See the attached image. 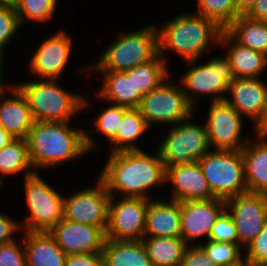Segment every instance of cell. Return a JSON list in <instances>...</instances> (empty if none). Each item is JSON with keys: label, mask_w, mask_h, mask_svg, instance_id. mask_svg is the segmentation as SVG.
Returning <instances> with one entry per match:
<instances>
[{"label": "cell", "mask_w": 267, "mask_h": 266, "mask_svg": "<svg viewBox=\"0 0 267 266\" xmlns=\"http://www.w3.org/2000/svg\"><path fill=\"white\" fill-rule=\"evenodd\" d=\"M254 123L256 137H261L267 131V97L263 104L261 114Z\"/></svg>", "instance_id": "44"}, {"label": "cell", "mask_w": 267, "mask_h": 266, "mask_svg": "<svg viewBox=\"0 0 267 266\" xmlns=\"http://www.w3.org/2000/svg\"><path fill=\"white\" fill-rule=\"evenodd\" d=\"M85 130L70 128V122L35 121L26 138L34 170L73 161L95 148Z\"/></svg>", "instance_id": "2"}, {"label": "cell", "mask_w": 267, "mask_h": 266, "mask_svg": "<svg viewBox=\"0 0 267 266\" xmlns=\"http://www.w3.org/2000/svg\"><path fill=\"white\" fill-rule=\"evenodd\" d=\"M156 152L155 156L144 150L110 153L99 178L111 197L119 193L122 197L151 200L147 191L166 182V169L158 150Z\"/></svg>", "instance_id": "1"}, {"label": "cell", "mask_w": 267, "mask_h": 266, "mask_svg": "<svg viewBox=\"0 0 267 266\" xmlns=\"http://www.w3.org/2000/svg\"><path fill=\"white\" fill-rule=\"evenodd\" d=\"M142 243L153 266H181L189 246L181 237H144Z\"/></svg>", "instance_id": "27"}, {"label": "cell", "mask_w": 267, "mask_h": 266, "mask_svg": "<svg viewBox=\"0 0 267 266\" xmlns=\"http://www.w3.org/2000/svg\"><path fill=\"white\" fill-rule=\"evenodd\" d=\"M257 0H235L237 11L240 15H246Z\"/></svg>", "instance_id": "45"}, {"label": "cell", "mask_w": 267, "mask_h": 266, "mask_svg": "<svg viewBox=\"0 0 267 266\" xmlns=\"http://www.w3.org/2000/svg\"><path fill=\"white\" fill-rule=\"evenodd\" d=\"M174 83L167 79L142 96L137 109L150 127L155 123L174 125L193 117L195 107L187 100L181 85Z\"/></svg>", "instance_id": "10"}, {"label": "cell", "mask_w": 267, "mask_h": 266, "mask_svg": "<svg viewBox=\"0 0 267 266\" xmlns=\"http://www.w3.org/2000/svg\"><path fill=\"white\" fill-rule=\"evenodd\" d=\"M49 233L67 256L102 253L106 241L102 228L71 222L64 218Z\"/></svg>", "instance_id": "16"}, {"label": "cell", "mask_w": 267, "mask_h": 266, "mask_svg": "<svg viewBox=\"0 0 267 266\" xmlns=\"http://www.w3.org/2000/svg\"><path fill=\"white\" fill-rule=\"evenodd\" d=\"M217 266H228L243 259L239 243L213 242L197 244Z\"/></svg>", "instance_id": "34"}, {"label": "cell", "mask_w": 267, "mask_h": 266, "mask_svg": "<svg viewBox=\"0 0 267 266\" xmlns=\"http://www.w3.org/2000/svg\"><path fill=\"white\" fill-rule=\"evenodd\" d=\"M7 88L13 96L0 94V125L12 137L26 139L35 122L28 101L15 85Z\"/></svg>", "instance_id": "19"}, {"label": "cell", "mask_w": 267, "mask_h": 266, "mask_svg": "<svg viewBox=\"0 0 267 266\" xmlns=\"http://www.w3.org/2000/svg\"><path fill=\"white\" fill-rule=\"evenodd\" d=\"M256 138L254 143L249 139L241 150L245 183L248 192L267 195V142L262 137Z\"/></svg>", "instance_id": "24"}, {"label": "cell", "mask_w": 267, "mask_h": 266, "mask_svg": "<svg viewBox=\"0 0 267 266\" xmlns=\"http://www.w3.org/2000/svg\"><path fill=\"white\" fill-rule=\"evenodd\" d=\"M197 62L186 61L189 68L180 79V85L189 103L194 107L196 95L201 94L213 96V102L225 100L227 96L224 93H228L229 84L235 79L229 58L216 56L206 64L198 65Z\"/></svg>", "instance_id": "7"}, {"label": "cell", "mask_w": 267, "mask_h": 266, "mask_svg": "<svg viewBox=\"0 0 267 266\" xmlns=\"http://www.w3.org/2000/svg\"><path fill=\"white\" fill-rule=\"evenodd\" d=\"M26 266H65L67 255L49 232H24Z\"/></svg>", "instance_id": "23"}, {"label": "cell", "mask_w": 267, "mask_h": 266, "mask_svg": "<svg viewBox=\"0 0 267 266\" xmlns=\"http://www.w3.org/2000/svg\"><path fill=\"white\" fill-rule=\"evenodd\" d=\"M64 30L45 39L30 59L32 75L57 80L64 72L72 51V38Z\"/></svg>", "instance_id": "15"}, {"label": "cell", "mask_w": 267, "mask_h": 266, "mask_svg": "<svg viewBox=\"0 0 267 266\" xmlns=\"http://www.w3.org/2000/svg\"><path fill=\"white\" fill-rule=\"evenodd\" d=\"M242 117L226 100L211 102L204 125L214 151H238L247 145L249 138L245 142L240 140Z\"/></svg>", "instance_id": "12"}, {"label": "cell", "mask_w": 267, "mask_h": 266, "mask_svg": "<svg viewBox=\"0 0 267 266\" xmlns=\"http://www.w3.org/2000/svg\"><path fill=\"white\" fill-rule=\"evenodd\" d=\"M181 266H217L196 244L187 247Z\"/></svg>", "instance_id": "40"}, {"label": "cell", "mask_w": 267, "mask_h": 266, "mask_svg": "<svg viewBox=\"0 0 267 266\" xmlns=\"http://www.w3.org/2000/svg\"><path fill=\"white\" fill-rule=\"evenodd\" d=\"M20 29L16 9L10 5H0V51L3 52L5 46Z\"/></svg>", "instance_id": "37"}, {"label": "cell", "mask_w": 267, "mask_h": 266, "mask_svg": "<svg viewBox=\"0 0 267 266\" xmlns=\"http://www.w3.org/2000/svg\"><path fill=\"white\" fill-rule=\"evenodd\" d=\"M158 147L165 169L198 162L212 150L205 125L192 124L189 119L174 125Z\"/></svg>", "instance_id": "9"}, {"label": "cell", "mask_w": 267, "mask_h": 266, "mask_svg": "<svg viewBox=\"0 0 267 266\" xmlns=\"http://www.w3.org/2000/svg\"><path fill=\"white\" fill-rule=\"evenodd\" d=\"M102 256L104 266H153L142 241L106 239Z\"/></svg>", "instance_id": "26"}, {"label": "cell", "mask_w": 267, "mask_h": 266, "mask_svg": "<svg viewBox=\"0 0 267 266\" xmlns=\"http://www.w3.org/2000/svg\"><path fill=\"white\" fill-rule=\"evenodd\" d=\"M103 75V85L98 96L102 100H107L111 104L126 108H137L142 96L134 90L132 76H128L124 71L110 72L98 71Z\"/></svg>", "instance_id": "25"}, {"label": "cell", "mask_w": 267, "mask_h": 266, "mask_svg": "<svg viewBox=\"0 0 267 266\" xmlns=\"http://www.w3.org/2000/svg\"><path fill=\"white\" fill-rule=\"evenodd\" d=\"M198 162L215 198L227 201L247 192L241 150H211Z\"/></svg>", "instance_id": "6"}, {"label": "cell", "mask_w": 267, "mask_h": 266, "mask_svg": "<svg viewBox=\"0 0 267 266\" xmlns=\"http://www.w3.org/2000/svg\"><path fill=\"white\" fill-rule=\"evenodd\" d=\"M148 199L122 197L110 198L106 239L118 241H142L145 231Z\"/></svg>", "instance_id": "11"}, {"label": "cell", "mask_w": 267, "mask_h": 266, "mask_svg": "<svg viewBox=\"0 0 267 266\" xmlns=\"http://www.w3.org/2000/svg\"><path fill=\"white\" fill-rule=\"evenodd\" d=\"M150 200L144 237H181L180 202Z\"/></svg>", "instance_id": "22"}, {"label": "cell", "mask_w": 267, "mask_h": 266, "mask_svg": "<svg viewBox=\"0 0 267 266\" xmlns=\"http://www.w3.org/2000/svg\"><path fill=\"white\" fill-rule=\"evenodd\" d=\"M261 137L267 142V131Z\"/></svg>", "instance_id": "50"}, {"label": "cell", "mask_w": 267, "mask_h": 266, "mask_svg": "<svg viewBox=\"0 0 267 266\" xmlns=\"http://www.w3.org/2000/svg\"><path fill=\"white\" fill-rule=\"evenodd\" d=\"M225 209L226 201L217 198L180 202L181 238L187 245L205 236L208 241L216 219Z\"/></svg>", "instance_id": "17"}, {"label": "cell", "mask_w": 267, "mask_h": 266, "mask_svg": "<svg viewBox=\"0 0 267 266\" xmlns=\"http://www.w3.org/2000/svg\"><path fill=\"white\" fill-rule=\"evenodd\" d=\"M246 249L244 256L252 265L267 264V222Z\"/></svg>", "instance_id": "38"}, {"label": "cell", "mask_w": 267, "mask_h": 266, "mask_svg": "<svg viewBox=\"0 0 267 266\" xmlns=\"http://www.w3.org/2000/svg\"><path fill=\"white\" fill-rule=\"evenodd\" d=\"M128 109L115 104L108 106L96 117L95 131L102 133L110 141L116 135L123 115Z\"/></svg>", "instance_id": "35"}, {"label": "cell", "mask_w": 267, "mask_h": 266, "mask_svg": "<svg viewBox=\"0 0 267 266\" xmlns=\"http://www.w3.org/2000/svg\"><path fill=\"white\" fill-rule=\"evenodd\" d=\"M230 98L225 100L243 117L255 122L267 97V83L259 79L235 78L228 87Z\"/></svg>", "instance_id": "20"}, {"label": "cell", "mask_w": 267, "mask_h": 266, "mask_svg": "<svg viewBox=\"0 0 267 266\" xmlns=\"http://www.w3.org/2000/svg\"><path fill=\"white\" fill-rule=\"evenodd\" d=\"M165 181L173 185L171 200L207 201L214 199L199 162L166 168Z\"/></svg>", "instance_id": "18"}, {"label": "cell", "mask_w": 267, "mask_h": 266, "mask_svg": "<svg viewBox=\"0 0 267 266\" xmlns=\"http://www.w3.org/2000/svg\"><path fill=\"white\" fill-rule=\"evenodd\" d=\"M196 14L215 21L226 29L240 14L235 0H197Z\"/></svg>", "instance_id": "32"}, {"label": "cell", "mask_w": 267, "mask_h": 266, "mask_svg": "<svg viewBox=\"0 0 267 266\" xmlns=\"http://www.w3.org/2000/svg\"><path fill=\"white\" fill-rule=\"evenodd\" d=\"M3 53H4V52H1V51H0V94L5 93V90H6V89H4V86L2 85V83H3V82H2V76H3V75H2V74H3V73H2V72H3V71H2V70H3V67H2V66H3V65H2L3 63H2V61L4 60V59H3V57H4V56H3Z\"/></svg>", "instance_id": "47"}, {"label": "cell", "mask_w": 267, "mask_h": 266, "mask_svg": "<svg viewBox=\"0 0 267 266\" xmlns=\"http://www.w3.org/2000/svg\"><path fill=\"white\" fill-rule=\"evenodd\" d=\"M218 45L228 47L226 56L235 78L259 79L261 72L266 69L267 56L264 53L234 41L226 30H223Z\"/></svg>", "instance_id": "21"}, {"label": "cell", "mask_w": 267, "mask_h": 266, "mask_svg": "<svg viewBox=\"0 0 267 266\" xmlns=\"http://www.w3.org/2000/svg\"><path fill=\"white\" fill-rule=\"evenodd\" d=\"M226 210L235 222L239 244L247 248L267 222V195L247 191L228 199Z\"/></svg>", "instance_id": "14"}, {"label": "cell", "mask_w": 267, "mask_h": 266, "mask_svg": "<svg viewBox=\"0 0 267 266\" xmlns=\"http://www.w3.org/2000/svg\"><path fill=\"white\" fill-rule=\"evenodd\" d=\"M157 30L159 55L168 63L164 50L175 52L184 61L200 60L210 44H219L224 29L211 19L191 13L176 16Z\"/></svg>", "instance_id": "3"}, {"label": "cell", "mask_w": 267, "mask_h": 266, "mask_svg": "<svg viewBox=\"0 0 267 266\" xmlns=\"http://www.w3.org/2000/svg\"><path fill=\"white\" fill-rule=\"evenodd\" d=\"M21 224L0 212V245L15 241L12 234L21 229Z\"/></svg>", "instance_id": "42"}, {"label": "cell", "mask_w": 267, "mask_h": 266, "mask_svg": "<svg viewBox=\"0 0 267 266\" xmlns=\"http://www.w3.org/2000/svg\"><path fill=\"white\" fill-rule=\"evenodd\" d=\"M228 266H252V264L248 261V259L244 256V259H241L238 262L230 264Z\"/></svg>", "instance_id": "48"}, {"label": "cell", "mask_w": 267, "mask_h": 266, "mask_svg": "<svg viewBox=\"0 0 267 266\" xmlns=\"http://www.w3.org/2000/svg\"><path fill=\"white\" fill-rule=\"evenodd\" d=\"M20 172H24V177H28L37 171L30 163L26 139L14 138L0 149V173L14 175Z\"/></svg>", "instance_id": "31"}, {"label": "cell", "mask_w": 267, "mask_h": 266, "mask_svg": "<svg viewBox=\"0 0 267 266\" xmlns=\"http://www.w3.org/2000/svg\"><path fill=\"white\" fill-rule=\"evenodd\" d=\"M246 16L255 21L267 22V0H257Z\"/></svg>", "instance_id": "43"}, {"label": "cell", "mask_w": 267, "mask_h": 266, "mask_svg": "<svg viewBox=\"0 0 267 266\" xmlns=\"http://www.w3.org/2000/svg\"><path fill=\"white\" fill-rule=\"evenodd\" d=\"M13 241L0 245V266H26L25 249Z\"/></svg>", "instance_id": "39"}, {"label": "cell", "mask_w": 267, "mask_h": 266, "mask_svg": "<svg viewBox=\"0 0 267 266\" xmlns=\"http://www.w3.org/2000/svg\"><path fill=\"white\" fill-rule=\"evenodd\" d=\"M58 0H16L15 9L18 21L23 25L25 20L47 22L53 18Z\"/></svg>", "instance_id": "33"}, {"label": "cell", "mask_w": 267, "mask_h": 266, "mask_svg": "<svg viewBox=\"0 0 267 266\" xmlns=\"http://www.w3.org/2000/svg\"><path fill=\"white\" fill-rule=\"evenodd\" d=\"M96 182L95 188H84L70 197H64L63 218L106 231L111 195L99 177Z\"/></svg>", "instance_id": "13"}, {"label": "cell", "mask_w": 267, "mask_h": 266, "mask_svg": "<svg viewBox=\"0 0 267 266\" xmlns=\"http://www.w3.org/2000/svg\"><path fill=\"white\" fill-rule=\"evenodd\" d=\"M157 28L149 25L137 31L125 32V34L121 31L118 40L111 43L101 54L97 63L87 69H80L81 72L86 73L87 70L126 71L153 60L159 54Z\"/></svg>", "instance_id": "5"}, {"label": "cell", "mask_w": 267, "mask_h": 266, "mask_svg": "<svg viewBox=\"0 0 267 266\" xmlns=\"http://www.w3.org/2000/svg\"><path fill=\"white\" fill-rule=\"evenodd\" d=\"M3 183V181H2V177H0V188L2 187V184Z\"/></svg>", "instance_id": "52"}, {"label": "cell", "mask_w": 267, "mask_h": 266, "mask_svg": "<svg viewBox=\"0 0 267 266\" xmlns=\"http://www.w3.org/2000/svg\"><path fill=\"white\" fill-rule=\"evenodd\" d=\"M252 266H267V264H257V265H252Z\"/></svg>", "instance_id": "51"}, {"label": "cell", "mask_w": 267, "mask_h": 266, "mask_svg": "<svg viewBox=\"0 0 267 266\" xmlns=\"http://www.w3.org/2000/svg\"><path fill=\"white\" fill-rule=\"evenodd\" d=\"M65 266H104L102 253L68 255Z\"/></svg>", "instance_id": "41"}, {"label": "cell", "mask_w": 267, "mask_h": 266, "mask_svg": "<svg viewBox=\"0 0 267 266\" xmlns=\"http://www.w3.org/2000/svg\"><path fill=\"white\" fill-rule=\"evenodd\" d=\"M150 126L137 108H129L123 115L116 135L109 141L113 144L110 153L142 150L136 145Z\"/></svg>", "instance_id": "28"}, {"label": "cell", "mask_w": 267, "mask_h": 266, "mask_svg": "<svg viewBox=\"0 0 267 266\" xmlns=\"http://www.w3.org/2000/svg\"><path fill=\"white\" fill-rule=\"evenodd\" d=\"M14 139L6 130L0 125V149L4 148L9 142Z\"/></svg>", "instance_id": "46"}, {"label": "cell", "mask_w": 267, "mask_h": 266, "mask_svg": "<svg viewBox=\"0 0 267 266\" xmlns=\"http://www.w3.org/2000/svg\"><path fill=\"white\" fill-rule=\"evenodd\" d=\"M208 240L213 242L239 243L235 222L226 209L216 219Z\"/></svg>", "instance_id": "36"}, {"label": "cell", "mask_w": 267, "mask_h": 266, "mask_svg": "<svg viewBox=\"0 0 267 266\" xmlns=\"http://www.w3.org/2000/svg\"><path fill=\"white\" fill-rule=\"evenodd\" d=\"M25 191L29 216L25 217L21 231L49 232L63 219L64 197L54 190L40 175L25 177ZM24 228V229H23Z\"/></svg>", "instance_id": "8"}, {"label": "cell", "mask_w": 267, "mask_h": 266, "mask_svg": "<svg viewBox=\"0 0 267 266\" xmlns=\"http://www.w3.org/2000/svg\"><path fill=\"white\" fill-rule=\"evenodd\" d=\"M39 80L15 85L28 101L35 121L70 122L90 106L85 96L69 92L57 80Z\"/></svg>", "instance_id": "4"}, {"label": "cell", "mask_w": 267, "mask_h": 266, "mask_svg": "<svg viewBox=\"0 0 267 266\" xmlns=\"http://www.w3.org/2000/svg\"><path fill=\"white\" fill-rule=\"evenodd\" d=\"M238 43L267 56V22L238 16L225 29Z\"/></svg>", "instance_id": "29"}, {"label": "cell", "mask_w": 267, "mask_h": 266, "mask_svg": "<svg viewBox=\"0 0 267 266\" xmlns=\"http://www.w3.org/2000/svg\"><path fill=\"white\" fill-rule=\"evenodd\" d=\"M16 0H0V5H10L14 6Z\"/></svg>", "instance_id": "49"}, {"label": "cell", "mask_w": 267, "mask_h": 266, "mask_svg": "<svg viewBox=\"0 0 267 266\" xmlns=\"http://www.w3.org/2000/svg\"><path fill=\"white\" fill-rule=\"evenodd\" d=\"M168 71L165 59L158 54L153 60L124 72L128 76H132L134 90H137L141 96H144L169 79V73L171 72Z\"/></svg>", "instance_id": "30"}]
</instances>
